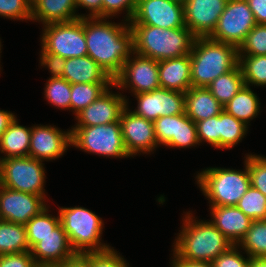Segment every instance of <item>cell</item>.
Returning <instances> with one entry per match:
<instances>
[{
    "label": "cell",
    "mask_w": 266,
    "mask_h": 267,
    "mask_svg": "<svg viewBox=\"0 0 266 267\" xmlns=\"http://www.w3.org/2000/svg\"><path fill=\"white\" fill-rule=\"evenodd\" d=\"M87 52L113 79L133 53V33L129 22L112 23L107 18L84 17Z\"/></svg>",
    "instance_id": "obj_1"
},
{
    "label": "cell",
    "mask_w": 266,
    "mask_h": 267,
    "mask_svg": "<svg viewBox=\"0 0 266 267\" xmlns=\"http://www.w3.org/2000/svg\"><path fill=\"white\" fill-rule=\"evenodd\" d=\"M182 230L173 243V251L191 261L212 262L233 244L209 221L196 220L187 212Z\"/></svg>",
    "instance_id": "obj_2"
},
{
    "label": "cell",
    "mask_w": 266,
    "mask_h": 267,
    "mask_svg": "<svg viewBox=\"0 0 266 267\" xmlns=\"http://www.w3.org/2000/svg\"><path fill=\"white\" fill-rule=\"evenodd\" d=\"M135 54L162 61L191 53L195 36L187 27L163 29L149 25H130Z\"/></svg>",
    "instance_id": "obj_3"
},
{
    "label": "cell",
    "mask_w": 266,
    "mask_h": 267,
    "mask_svg": "<svg viewBox=\"0 0 266 267\" xmlns=\"http://www.w3.org/2000/svg\"><path fill=\"white\" fill-rule=\"evenodd\" d=\"M192 87H207L239 65L238 48L209 37L195 38L190 53Z\"/></svg>",
    "instance_id": "obj_4"
},
{
    "label": "cell",
    "mask_w": 266,
    "mask_h": 267,
    "mask_svg": "<svg viewBox=\"0 0 266 267\" xmlns=\"http://www.w3.org/2000/svg\"><path fill=\"white\" fill-rule=\"evenodd\" d=\"M244 171L209 167L196 175L197 184L209 206H236L240 198L251 186L245 158Z\"/></svg>",
    "instance_id": "obj_5"
},
{
    "label": "cell",
    "mask_w": 266,
    "mask_h": 267,
    "mask_svg": "<svg viewBox=\"0 0 266 267\" xmlns=\"http://www.w3.org/2000/svg\"><path fill=\"white\" fill-rule=\"evenodd\" d=\"M60 224L76 254L103 251L110 248L101 242L103 221L84 207H59Z\"/></svg>",
    "instance_id": "obj_6"
},
{
    "label": "cell",
    "mask_w": 266,
    "mask_h": 267,
    "mask_svg": "<svg viewBox=\"0 0 266 267\" xmlns=\"http://www.w3.org/2000/svg\"><path fill=\"white\" fill-rule=\"evenodd\" d=\"M71 146L99 156L131 157L123 141L120 121L96 126L71 128Z\"/></svg>",
    "instance_id": "obj_7"
},
{
    "label": "cell",
    "mask_w": 266,
    "mask_h": 267,
    "mask_svg": "<svg viewBox=\"0 0 266 267\" xmlns=\"http://www.w3.org/2000/svg\"><path fill=\"white\" fill-rule=\"evenodd\" d=\"M43 161L26 157L0 159V185L45 199Z\"/></svg>",
    "instance_id": "obj_8"
},
{
    "label": "cell",
    "mask_w": 266,
    "mask_h": 267,
    "mask_svg": "<svg viewBox=\"0 0 266 267\" xmlns=\"http://www.w3.org/2000/svg\"><path fill=\"white\" fill-rule=\"evenodd\" d=\"M41 37L42 49L65 59L87 56L84 17L68 22L45 24Z\"/></svg>",
    "instance_id": "obj_9"
},
{
    "label": "cell",
    "mask_w": 266,
    "mask_h": 267,
    "mask_svg": "<svg viewBox=\"0 0 266 267\" xmlns=\"http://www.w3.org/2000/svg\"><path fill=\"white\" fill-rule=\"evenodd\" d=\"M256 24L246 0H228L209 38L238 48Z\"/></svg>",
    "instance_id": "obj_10"
},
{
    "label": "cell",
    "mask_w": 266,
    "mask_h": 267,
    "mask_svg": "<svg viewBox=\"0 0 266 267\" xmlns=\"http://www.w3.org/2000/svg\"><path fill=\"white\" fill-rule=\"evenodd\" d=\"M115 87L119 90L130 88L134 95L160 88L158 61L133 52L114 78Z\"/></svg>",
    "instance_id": "obj_11"
},
{
    "label": "cell",
    "mask_w": 266,
    "mask_h": 267,
    "mask_svg": "<svg viewBox=\"0 0 266 267\" xmlns=\"http://www.w3.org/2000/svg\"><path fill=\"white\" fill-rule=\"evenodd\" d=\"M129 25H149L163 29L186 27L184 3L174 0H137Z\"/></svg>",
    "instance_id": "obj_12"
},
{
    "label": "cell",
    "mask_w": 266,
    "mask_h": 267,
    "mask_svg": "<svg viewBox=\"0 0 266 267\" xmlns=\"http://www.w3.org/2000/svg\"><path fill=\"white\" fill-rule=\"evenodd\" d=\"M135 97L138 106L132 112L152 122L162 116L185 113V96L182 92L160 87L151 92L135 94Z\"/></svg>",
    "instance_id": "obj_13"
},
{
    "label": "cell",
    "mask_w": 266,
    "mask_h": 267,
    "mask_svg": "<svg viewBox=\"0 0 266 267\" xmlns=\"http://www.w3.org/2000/svg\"><path fill=\"white\" fill-rule=\"evenodd\" d=\"M47 206L42 196L0 185V215L3 221L25 225Z\"/></svg>",
    "instance_id": "obj_14"
},
{
    "label": "cell",
    "mask_w": 266,
    "mask_h": 267,
    "mask_svg": "<svg viewBox=\"0 0 266 267\" xmlns=\"http://www.w3.org/2000/svg\"><path fill=\"white\" fill-rule=\"evenodd\" d=\"M127 107L123 110L120 123L125 148L130 156L150 153L158 147L154 134V123L134 114Z\"/></svg>",
    "instance_id": "obj_15"
},
{
    "label": "cell",
    "mask_w": 266,
    "mask_h": 267,
    "mask_svg": "<svg viewBox=\"0 0 266 267\" xmlns=\"http://www.w3.org/2000/svg\"><path fill=\"white\" fill-rule=\"evenodd\" d=\"M228 0H185V26L196 37H209L225 10Z\"/></svg>",
    "instance_id": "obj_16"
},
{
    "label": "cell",
    "mask_w": 266,
    "mask_h": 267,
    "mask_svg": "<svg viewBox=\"0 0 266 267\" xmlns=\"http://www.w3.org/2000/svg\"><path fill=\"white\" fill-rule=\"evenodd\" d=\"M71 146V131H62L51 125L31 127L29 156L41 160H55Z\"/></svg>",
    "instance_id": "obj_17"
},
{
    "label": "cell",
    "mask_w": 266,
    "mask_h": 267,
    "mask_svg": "<svg viewBox=\"0 0 266 267\" xmlns=\"http://www.w3.org/2000/svg\"><path fill=\"white\" fill-rule=\"evenodd\" d=\"M114 84L101 94L94 102L76 114V126H96L120 121L127 99L120 94L109 91Z\"/></svg>",
    "instance_id": "obj_18"
},
{
    "label": "cell",
    "mask_w": 266,
    "mask_h": 267,
    "mask_svg": "<svg viewBox=\"0 0 266 267\" xmlns=\"http://www.w3.org/2000/svg\"><path fill=\"white\" fill-rule=\"evenodd\" d=\"M30 252L36 264L46 265H61L76 255L61 224L41 238Z\"/></svg>",
    "instance_id": "obj_19"
},
{
    "label": "cell",
    "mask_w": 266,
    "mask_h": 267,
    "mask_svg": "<svg viewBox=\"0 0 266 267\" xmlns=\"http://www.w3.org/2000/svg\"><path fill=\"white\" fill-rule=\"evenodd\" d=\"M210 222L233 244L238 245L253 220L236 206H210Z\"/></svg>",
    "instance_id": "obj_20"
},
{
    "label": "cell",
    "mask_w": 266,
    "mask_h": 267,
    "mask_svg": "<svg viewBox=\"0 0 266 267\" xmlns=\"http://www.w3.org/2000/svg\"><path fill=\"white\" fill-rule=\"evenodd\" d=\"M160 87L185 93L192 87L190 54L158 62Z\"/></svg>",
    "instance_id": "obj_21"
},
{
    "label": "cell",
    "mask_w": 266,
    "mask_h": 267,
    "mask_svg": "<svg viewBox=\"0 0 266 267\" xmlns=\"http://www.w3.org/2000/svg\"><path fill=\"white\" fill-rule=\"evenodd\" d=\"M62 78L70 84L114 83V79L88 55L66 59Z\"/></svg>",
    "instance_id": "obj_22"
},
{
    "label": "cell",
    "mask_w": 266,
    "mask_h": 267,
    "mask_svg": "<svg viewBox=\"0 0 266 267\" xmlns=\"http://www.w3.org/2000/svg\"><path fill=\"white\" fill-rule=\"evenodd\" d=\"M32 21L43 25L56 22H68L85 17L76 14V0H31Z\"/></svg>",
    "instance_id": "obj_23"
},
{
    "label": "cell",
    "mask_w": 266,
    "mask_h": 267,
    "mask_svg": "<svg viewBox=\"0 0 266 267\" xmlns=\"http://www.w3.org/2000/svg\"><path fill=\"white\" fill-rule=\"evenodd\" d=\"M185 114L195 123L219 115L223 105L206 87H191L184 93Z\"/></svg>",
    "instance_id": "obj_24"
},
{
    "label": "cell",
    "mask_w": 266,
    "mask_h": 267,
    "mask_svg": "<svg viewBox=\"0 0 266 267\" xmlns=\"http://www.w3.org/2000/svg\"><path fill=\"white\" fill-rule=\"evenodd\" d=\"M30 139L31 128L19 125L15 118L0 137V153L5 152L0 159L29 156Z\"/></svg>",
    "instance_id": "obj_25"
},
{
    "label": "cell",
    "mask_w": 266,
    "mask_h": 267,
    "mask_svg": "<svg viewBox=\"0 0 266 267\" xmlns=\"http://www.w3.org/2000/svg\"><path fill=\"white\" fill-rule=\"evenodd\" d=\"M257 94H255L250 86L244 85L238 93L223 106L228 114L236 119L241 120L246 125L258 115L260 112V104Z\"/></svg>",
    "instance_id": "obj_26"
},
{
    "label": "cell",
    "mask_w": 266,
    "mask_h": 267,
    "mask_svg": "<svg viewBox=\"0 0 266 267\" xmlns=\"http://www.w3.org/2000/svg\"><path fill=\"white\" fill-rule=\"evenodd\" d=\"M31 251L26 227L8 221H0V255Z\"/></svg>",
    "instance_id": "obj_27"
},
{
    "label": "cell",
    "mask_w": 266,
    "mask_h": 267,
    "mask_svg": "<svg viewBox=\"0 0 266 267\" xmlns=\"http://www.w3.org/2000/svg\"><path fill=\"white\" fill-rule=\"evenodd\" d=\"M244 85V78L238 65L235 69L214 79L206 88L224 106Z\"/></svg>",
    "instance_id": "obj_28"
},
{
    "label": "cell",
    "mask_w": 266,
    "mask_h": 267,
    "mask_svg": "<svg viewBox=\"0 0 266 267\" xmlns=\"http://www.w3.org/2000/svg\"><path fill=\"white\" fill-rule=\"evenodd\" d=\"M114 83H76L71 84L70 110L75 115L94 102Z\"/></svg>",
    "instance_id": "obj_29"
},
{
    "label": "cell",
    "mask_w": 266,
    "mask_h": 267,
    "mask_svg": "<svg viewBox=\"0 0 266 267\" xmlns=\"http://www.w3.org/2000/svg\"><path fill=\"white\" fill-rule=\"evenodd\" d=\"M49 208H44L37 216H34L26 224L27 241L30 250L39 242L41 238L51 234L60 225L59 214L57 217L48 214Z\"/></svg>",
    "instance_id": "obj_30"
},
{
    "label": "cell",
    "mask_w": 266,
    "mask_h": 267,
    "mask_svg": "<svg viewBox=\"0 0 266 267\" xmlns=\"http://www.w3.org/2000/svg\"><path fill=\"white\" fill-rule=\"evenodd\" d=\"M220 149H230L247 133L248 125L223 110L219 114Z\"/></svg>",
    "instance_id": "obj_31"
},
{
    "label": "cell",
    "mask_w": 266,
    "mask_h": 267,
    "mask_svg": "<svg viewBox=\"0 0 266 267\" xmlns=\"http://www.w3.org/2000/svg\"><path fill=\"white\" fill-rule=\"evenodd\" d=\"M238 246H241L250 258L266 257V220H253Z\"/></svg>",
    "instance_id": "obj_32"
},
{
    "label": "cell",
    "mask_w": 266,
    "mask_h": 267,
    "mask_svg": "<svg viewBox=\"0 0 266 267\" xmlns=\"http://www.w3.org/2000/svg\"><path fill=\"white\" fill-rule=\"evenodd\" d=\"M239 66L248 86H266V55L239 56Z\"/></svg>",
    "instance_id": "obj_33"
},
{
    "label": "cell",
    "mask_w": 266,
    "mask_h": 267,
    "mask_svg": "<svg viewBox=\"0 0 266 267\" xmlns=\"http://www.w3.org/2000/svg\"><path fill=\"white\" fill-rule=\"evenodd\" d=\"M236 207L252 220H266V196L250 186Z\"/></svg>",
    "instance_id": "obj_34"
},
{
    "label": "cell",
    "mask_w": 266,
    "mask_h": 267,
    "mask_svg": "<svg viewBox=\"0 0 266 267\" xmlns=\"http://www.w3.org/2000/svg\"><path fill=\"white\" fill-rule=\"evenodd\" d=\"M48 102L58 109H70L71 84L62 77L49 78L44 88Z\"/></svg>",
    "instance_id": "obj_35"
},
{
    "label": "cell",
    "mask_w": 266,
    "mask_h": 267,
    "mask_svg": "<svg viewBox=\"0 0 266 267\" xmlns=\"http://www.w3.org/2000/svg\"><path fill=\"white\" fill-rule=\"evenodd\" d=\"M200 145L196 123L185 113L178 114L177 138H172L165 146L188 148Z\"/></svg>",
    "instance_id": "obj_36"
},
{
    "label": "cell",
    "mask_w": 266,
    "mask_h": 267,
    "mask_svg": "<svg viewBox=\"0 0 266 267\" xmlns=\"http://www.w3.org/2000/svg\"><path fill=\"white\" fill-rule=\"evenodd\" d=\"M239 56L266 55V25L256 24L238 47Z\"/></svg>",
    "instance_id": "obj_37"
},
{
    "label": "cell",
    "mask_w": 266,
    "mask_h": 267,
    "mask_svg": "<svg viewBox=\"0 0 266 267\" xmlns=\"http://www.w3.org/2000/svg\"><path fill=\"white\" fill-rule=\"evenodd\" d=\"M246 164L250 175L251 186L266 196V157L248 154Z\"/></svg>",
    "instance_id": "obj_38"
},
{
    "label": "cell",
    "mask_w": 266,
    "mask_h": 267,
    "mask_svg": "<svg viewBox=\"0 0 266 267\" xmlns=\"http://www.w3.org/2000/svg\"><path fill=\"white\" fill-rule=\"evenodd\" d=\"M0 16L13 20L32 21L31 0H0Z\"/></svg>",
    "instance_id": "obj_39"
},
{
    "label": "cell",
    "mask_w": 266,
    "mask_h": 267,
    "mask_svg": "<svg viewBox=\"0 0 266 267\" xmlns=\"http://www.w3.org/2000/svg\"><path fill=\"white\" fill-rule=\"evenodd\" d=\"M199 143L208 142L220 149L219 115L196 122Z\"/></svg>",
    "instance_id": "obj_40"
},
{
    "label": "cell",
    "mask_w": 266,
    "mask_h": 267,
    "mask_svg": "<svg viewBox=\"0 0 266 267\" xmlns=\"http://www.w3.org/2000/svg\"><path fill=\"white\" fill-rule=\"evenodd\" d=\"M154 134L158 145H166L172 138H177L178 115L162 116L154 122Z\"/></svg>",
    "instance_id": "obj_41"
},
{
    "label": "cell",
    "mask_w": 266,
    "mask_h": 267,
    "mask_svg": "<svg viewBox=\"0 0 266 267\" xmlns=\"http://www.w3.org/2000/svg\"><path fill=\"white\" fill-rule=\"evenodd\" d=\"M92 267H129L126 260L113 248L103 251L87 252Z\"/></svg>",
    "instance_id": "obj_42"
},
{
    "label": "cell",
    "mask_w": 266,
    "mask_h": 267,
    "mask_svg": "<svg viewBox=\"0 0 266 267\" xmlns=\"http://www.w3.org/2000/svg\"><path fill=\"white\" fill-rule=\"evenodd\" d=\"M137 0H102V18H111L126 11L125 21L130 22L133 18Z\"/></svg>",
    "instance_id": "obj_43"
},
{
    "label": "cell",
    "mask_w": 266,
    "mask_h": 267,
    "mask_svg": "<svg viewBox=\"0 0 266 267\" xmlns=\"http://www.w3.org/2000/svg\"><path fill=\"white\" fill-rule=\"evenodd\" d=\"M238 245H232L225 253L212 261L213 267H249L250 257H243Z\"/></svg>",
    "instance_id": "obj_44"
},
{
    "label": "cell",
    "mask_w": 266,
    "mask_h": 267,
    "mask_svg": "<svg viewBox=\"0 0 266 267\" xmlns=\"http://www.w3.org/2000/svg\"><path fill=\"white\" fill-rule=\"evenodd\" d=\"M36 265L30 251L0 255V267H35Z\"/></svg>",
    "instance_id": "obj_45"
},
{
    "label": "cell",
    "mask_w": 266,
    "mask_h": 267,
    "mask_svg": "<svg viewBox=\"0 0 266 267\" xmlns=\"http://www.w3.org/2000/svg\"><path fill=\"white\" fill-rule=\"evenodd\" d=\"M40 53V64L50 70L49 72L52 74L51 78L62 77L66 59L58 55L47 53L43 49H41Z\"/></svg>",
    "instance_id": "obj_46"
},
{
    "label": "cell",
    "mask_w": 266,
    "mask_h": 267,
    "mask_svg": "<svg viewBox=\"0 0 266 267\" xmlns=\"http://www.w3.org/2000/svg\"><path fill=\"white\" fill-rule=\"evenodd\" d=\"M257 24L266 25V0H246Z\"/></svg>",
    "instance_id": "obj_47"
},
{
    "label": "cell",
    "mask_w": 266,
    "mask_h": 267,
    "mask_svg": "<svg viewBox=\"0 0 266 267\" xmlns=\"http://www.w3.org/2000/svg\"><path fill=\"white\" fill-rule=\"evenodd\" d=\"M86 8L89 14L85 17L102 18V0H76V8Z\"/></svg>",
    "instance_id": "obj_48"
},
{
    "label": "cell",
    "mask_w": 266,
    "mask_h": 267,
    "mask_svg": "<svg viewBox=\"0 0 266 267\" xmlns=\"http://www.w3.org/2000/svg\"><path fill=\"white\" fill-rule=\"evenodd\" d=\"M173 259L172 267H213L212 262L181 259L174 251Z\"/></svg>",
    "instance_id": "obj_49"
},
{
    "label": "cell",
    "mask_w": 266,
    "mask_h": 267,
    "mask_svg": "<svg viewBox=\"0 0 266 267\" xmlns=\"http://www.w3.org/2000/svg\"><path fill=\"white\" fill-rule=\"evenodd\" d=\"M61 267H92L91 260L85 254H76L66 262L61 264Z\"/></svg>",
    "instance_id": "obj_50"
},
{
    "label": "cell",
    "mask_w": 266,
    "mask_h": 267,
    "mask_svg": "<svg viewBox=\"0 0 266 267\" xmlns=\"http://www.w3.org/2000/svg\"><path fill=\"white\" fill-rule=\"evenodd\" d=\"M17 118L14 113L0 110V137L3 132L10 126V124Z\"/></svg>",
    "instance_id": "obj_51"
},
{
    "label": "cell",
    "mask_w": 266,
    "mask_h": 267,
    "mask_svg": "<svg viewBox=\"0 0 266 267\" xmlns=\"http://www.w3.org/2000/svg\"><path fill=\"white\" fill-rule=\"evenodd\" d=\"M249 267H266V257H251Z\"/></svg>",
    "instance_id": "obj_52"
},
{
    "label": "cell",
    "mask_w": 266,
    "mask_h": 267,
    "mask_svg": "<svg viewBox=\"0 0 266 267\" xmlns=\"http://www.w3.org/2000/svg\"><path fill=\"white\" fill-rule=\"evenodd\" d=\"M35 267H61V265L37 264Z\"/></svg>",
    "instance_id": "obj_53"
},
{
    "label": "cell",
    "mask_w": 266,
    "mask_h": 267,
    "mask_svg": "<svg viewBox=\"0 0 266 267\" xmlns=\"http://www.w3.org/2000/svg\"><path fill=\"white\" fill-rule=\"evenodd\" d=\"M174 1H177V2H180V3H184L185 0H174Z\"/></svg>",
    "instance_id": "obj_54"
}]
</instances>
